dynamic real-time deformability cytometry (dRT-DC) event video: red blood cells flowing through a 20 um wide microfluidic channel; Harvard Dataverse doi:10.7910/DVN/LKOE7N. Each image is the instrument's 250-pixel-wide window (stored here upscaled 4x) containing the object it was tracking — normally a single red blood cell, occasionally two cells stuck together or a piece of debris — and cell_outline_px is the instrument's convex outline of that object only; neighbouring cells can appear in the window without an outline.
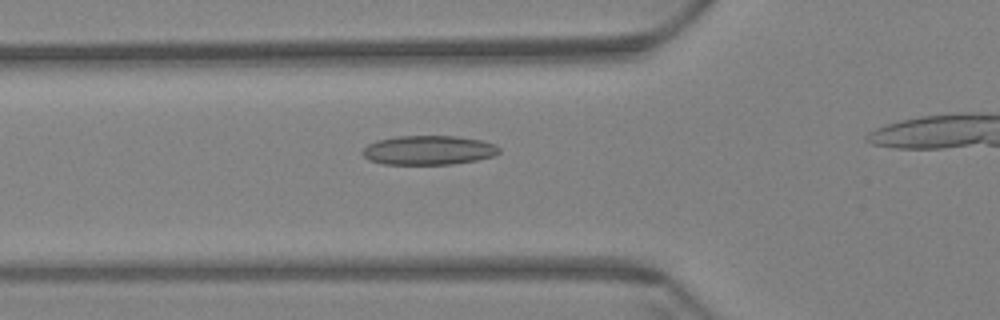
{"species": "Egyptian fruit bat (a non-hibernating species)", "species_latin": "Rousettus aegyptiacus", "temperature_condition": "warm", "stored_images_in_passage": 41, "camera_frame_rate_fps": 3000, "um_per_image_px": 0.085, "animal": {"sex": "female"}, "frame": {"image": 1, "passage_image": 13, "time_ms": 4.0, "image_size_px": [1000, 320], "cell_outline_px": [[500, 152], [492, 156], [476, 160], [452, 164], [384, 164], [368, 160], [360, 152], [368, 144], [376, 140], [396, 136], [456, 136], [480, 140], [496, 144], [500, 148]], "centroid_in_image_um": [36.4, 12.76], "position_along_channel_um": 89.4, "area_um2": 23.35}}
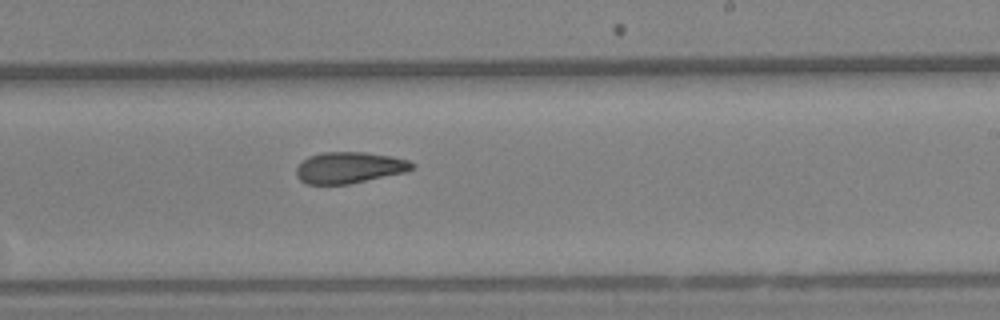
{"frame": {"image": 2, "passage_image": 28, "time_ms": 9.0, "image_size_px": [1000, 320], "cell_outline_px": [[416, 164], [412, 168], [404, 172], [348, 184], [308, 184], [300, 180], [296, 176], [296, 168], [308, 156], [324, 152], [364, 152], [392, 156], [408, 160]], "centroid_in_image_um": [29.67, 14.24], "position_along_channel_um": 259.3, "area_um2": 20.92}}
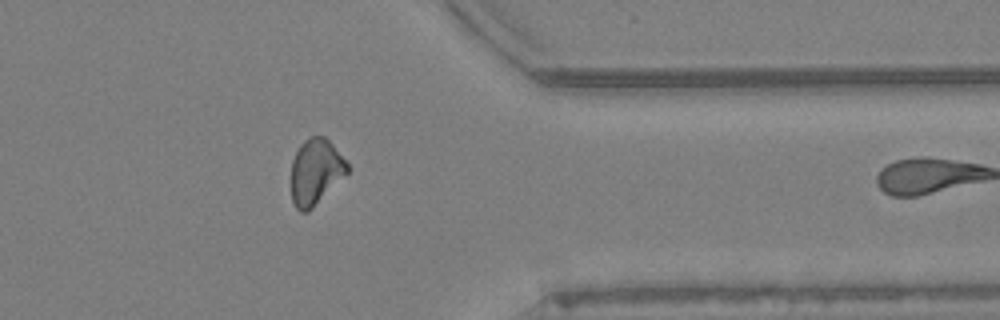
{"frame": {"image": 3, "passage_image": 40, "time_ms": 13.0, "image_size_px": [1000, 320], "cell_outline_px": [[348, 172], [308, 212], [300, 212], [296, 208], [292, 200], [292, 160], [300, 144], [304, 140], [312, 136], [324, 136], [332, 144], [348, 164]], "centroid_in_image_um": [26.81, 14.6], "position_along_channel_um": 384.6, "area_um2": 21.15}}